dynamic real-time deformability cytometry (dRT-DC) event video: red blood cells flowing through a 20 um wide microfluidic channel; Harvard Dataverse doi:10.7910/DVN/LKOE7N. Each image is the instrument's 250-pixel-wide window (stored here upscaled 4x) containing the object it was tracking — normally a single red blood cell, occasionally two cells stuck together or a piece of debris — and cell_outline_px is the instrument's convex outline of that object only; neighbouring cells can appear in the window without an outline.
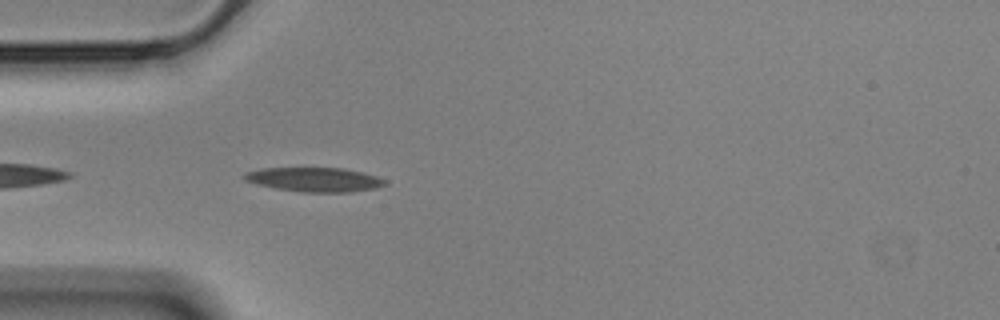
{"species": "Egyptian fruit bat (a non-hibernating species)", "species_latin": "Rousettus aegyptiacus", "temperature_condition": "cold", "stored_images_in_passage": 11, "camera_frame_rate_fps": 3000, "um_per_image_px": 0.085, "animal": {"sex": "male"}, "frame": {"image": 1, "passage_image": 2, "time_ms": 0.333, "image_size_px": [1000, 320], "cell_outline_px": [[388, 184], [376, 188], [352, 192], [300, 192], [276, 188], [256, 184], [244, 180], [244, 172], [260, 168], [344, 168], [364, 172], [376, 176], [384, 180]], "centroid_in_image_um": [26.73, 15.26], "position_along_channel_um": 58.3, "area_um2": 20.0}}
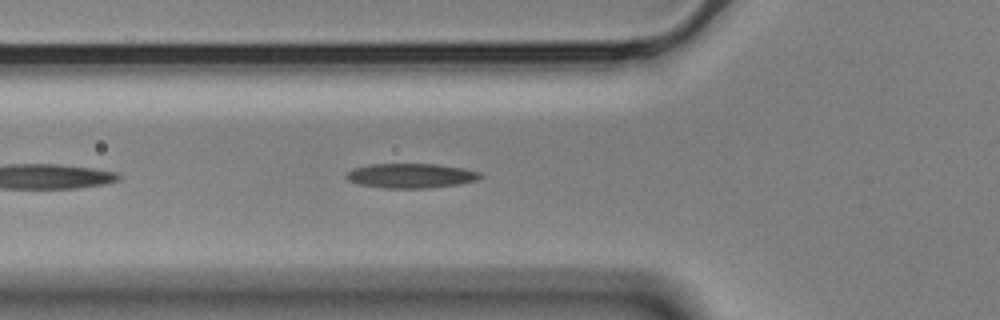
{"frame": {"image": 2, "passage_image": 5, "time_ms": 1.333, "image_size_px": [1000, 320], "cell_outline_px": [[484, 176], [476, 180], [460, 184], [428, 188], [384, 188], [360, 184], [348, 180], [344, 176], [352, 168], [368, 164], [436, 164], [464, 168], [480, 172]], "centroid_in_image_um": [34.93, 14.93], "position_along_channel_um": 90.9, "area_um2": 19.31}}